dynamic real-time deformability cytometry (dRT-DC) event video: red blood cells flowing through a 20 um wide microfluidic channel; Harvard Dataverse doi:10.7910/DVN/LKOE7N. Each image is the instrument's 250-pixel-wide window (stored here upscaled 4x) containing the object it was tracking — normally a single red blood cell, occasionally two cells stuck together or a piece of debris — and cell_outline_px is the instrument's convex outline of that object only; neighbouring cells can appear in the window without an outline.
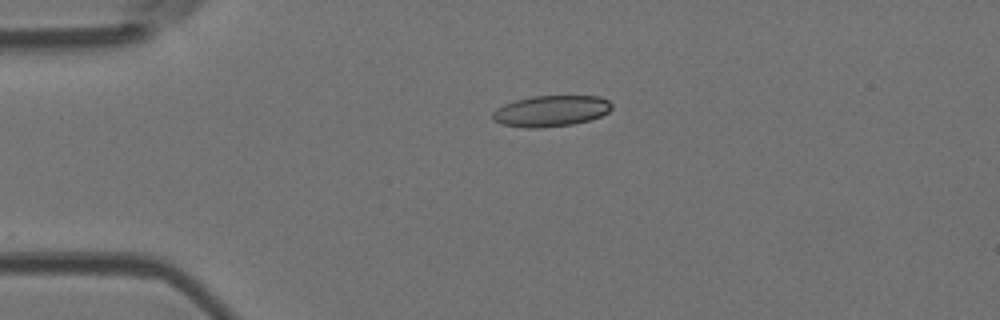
{"species": "Egyptian fruit bat (a non-hibernating species)", "species_latin": "Rousettus aegyptiacus", "temperature_condition": "room temperature", "stored_images_in_passage": 41, "camera_frame_rate_fps": 3000, "um_per_image_px": 0.085, "animal": {"sex": "female"}, "frame": {"image": 1, "passage_image": 1, "time_ms": 0.0, "image_size_px": [1000, 320], "cell_outline_px": [[612, 108], [608, 112], [600, 116], [588, 120], [572, 124], [540, 128], [528, 128], [500, 124], [492, 120], [492, 112], [496, 108], [504, 104], [516, 100], [532, 96], [600, 96], [608, 100], [612, 104]], "centroid_in_image_um": [46.8, 9.43], "position_along_channel_um": 38.2, "area_um2": 21.62}}
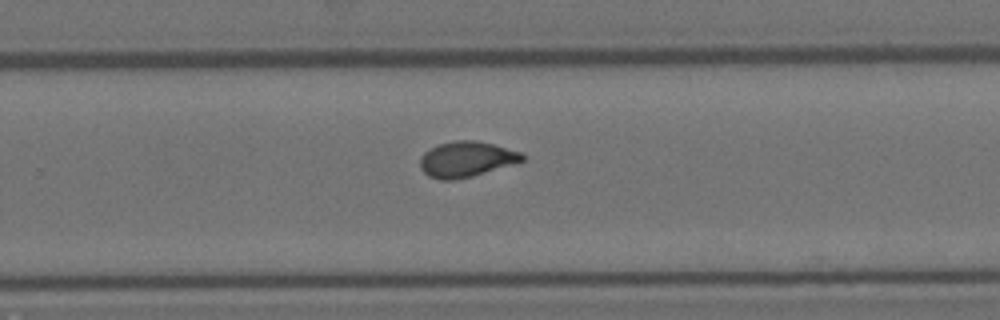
{"frame": {"image": 2, "passage_image": 23, "time_ms": 7.333, "image_size_px": [1000, 320], "cell_outline_px": [[524, 160], [472, 176], [452, 180], [440, 180], [428, 176], [420, 168], [420, 156], [424, 152], [440, 144], [456, 140], [472, 140], [492, 144], [524, 152]], "centroid_in_image_um": [39.62, 13.53], "position_along_channel_um": 290.2, "area_um2": 20.92}}
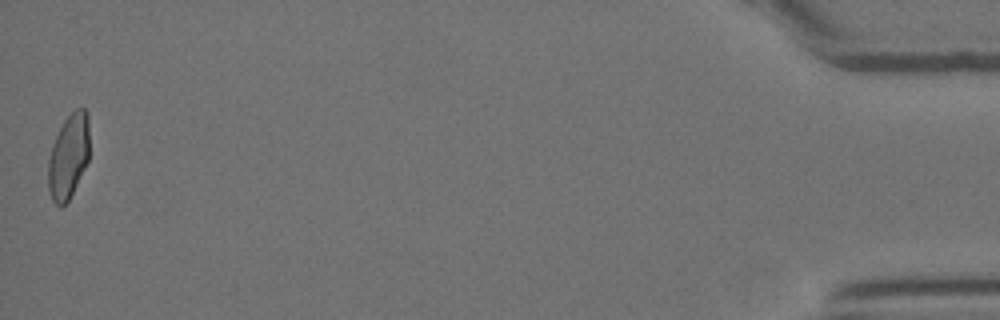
{"frame": {"image": 3, "passage_image": 41, "time_ms": 13.333, "image_size_px": [1000, 320], "cell_outline_px": [[88, 160], [68, 200], [60, 208], [52, 200], [48, 188], [48, 160], [52, 144], [64, 120], [76, 108], [84, 108], [88, 116]], "centroid_in_image_um": [5.8, 13.29], "position_along_channel_um": 429.4, "area_um2": 20.0}, "authors_computed_cell_mechanics": {"area_um2": 20.8658, "velocity_mm_per_s": 3.8963, "shape_relaxation_time_tau1_ms": 9.8704, "shape_relaxation_time_tau2_ms": 1.2203, "deformation_change_tau1": 0.234, "deformation_change_tau2": 0.0655}}